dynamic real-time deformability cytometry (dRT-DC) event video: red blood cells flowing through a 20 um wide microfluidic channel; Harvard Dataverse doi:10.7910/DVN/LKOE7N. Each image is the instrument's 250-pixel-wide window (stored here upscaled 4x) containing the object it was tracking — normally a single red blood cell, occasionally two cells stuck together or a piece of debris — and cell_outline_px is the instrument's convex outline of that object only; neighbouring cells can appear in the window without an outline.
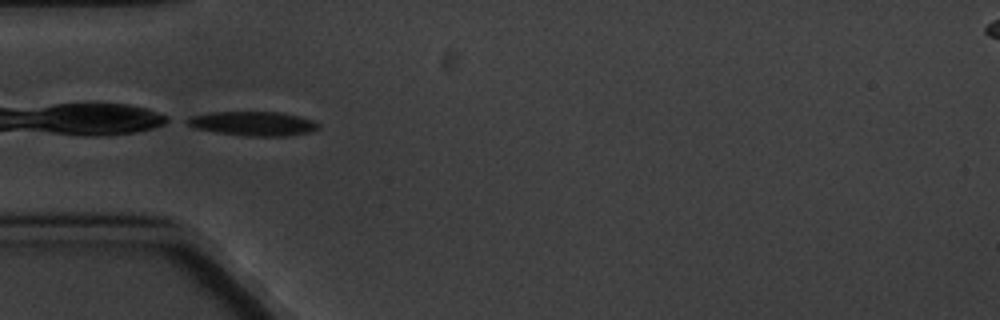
{"species": "common noctule bat (a hibernating species)", "species_latin": "Nyctalus noctula", "temperature_condition": "cold", "stored_images_in_passage": 4, "camera_frame_rate_fps": 3000, "um_per_image_px": 0.085, "animal": {"sex": "male", "body_mass_g": 20.1, "forearm_length_mm": 53.5}, "frame": {"image": 1, "passage_image": 3, "time_ms": 2.333, "image_size_px": [1000, 320], "cell_outline_px": [[320, 128], [308, 132], [284, 136], [248, 136], [192, 128], [180, 120], [188, 116], [208, 112], [280, 112], [312, 120], [320, 124]], "centroid_in_image_um": [21.4, 10.49], "position_along_channel_um": 63.6, "area_um2": 18.61}}